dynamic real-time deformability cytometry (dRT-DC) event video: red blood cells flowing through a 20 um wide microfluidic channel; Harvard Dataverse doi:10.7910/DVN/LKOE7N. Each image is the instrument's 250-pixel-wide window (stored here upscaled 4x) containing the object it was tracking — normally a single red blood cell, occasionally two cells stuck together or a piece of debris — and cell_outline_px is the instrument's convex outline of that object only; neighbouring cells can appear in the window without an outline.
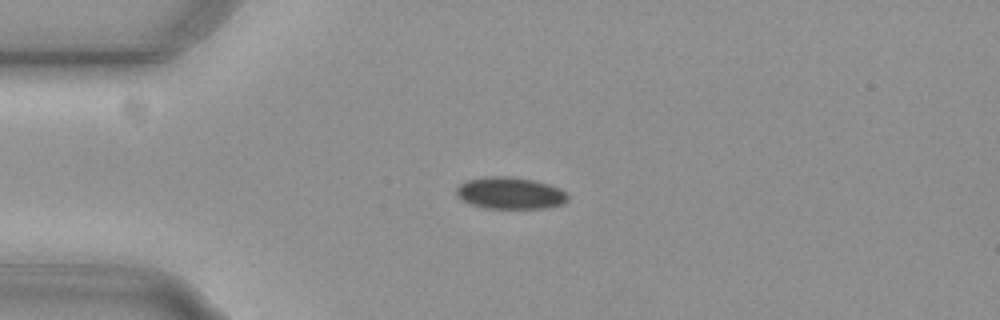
{"species": "common noctule bat (a hibernating species)", "species_latin": "Nyctalus noctula", "temperature_condition": "cold", "stored_images_in_passage": 43, "camera_frame_rate_fps": 3000, "um_per_image_px": 0.085, "animal": {"sex": "female", "body_mass_g": 29.2, "forearm_length_mm": 56.3}, "frame": {"image": 1, "passage_image": 1, "time_ms": 0.0, "image_size_px": [1000, 320], "cell_outline_px": [[568, 200], [564, 204], [544, 208], [484, 208], [472, 204], [456, 196], [456, 188], [460, 184], [468, 180], [484, 176], [512, 176], [532, 180], [548, 184], [560, 188], [568, 192]], "centroid_in_image_um": [43.39, 16.41], "position_along_channel_um": 41.6, "area_um2": 20.81}}
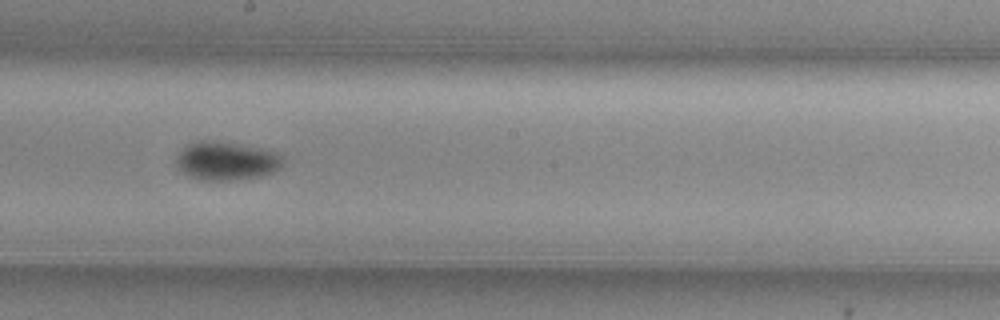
{"frame": {"image": 2, "passage_image": 18, "time_ms": 5.667, "image_size_px": [1000, 320], "cell_outline_px": [[284, 160], [280, 168], [272, 172], [260, 176], [232, 180], [200, 180], [188, 176], [180, 172], [176, 168], [176, 156], [188, 144], [200, 140], [208, 140], [236, 144], [260, 148], [276, 152]], "centroid_in_image_um": [19.19, 13.69], "position_along_channel_um": 229.0, "area_um2": 23.87}}
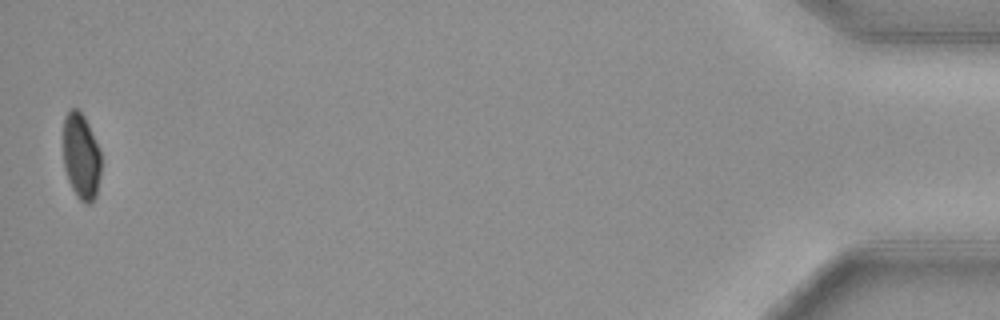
{"frame": {"image": 3, "passage_image": 42, "time_ms": 13.667, "image_size_px": [1000, 320], "cell_outline_px": [[100, 176], [96, 196], [88, 204], [84, 204], [76, 196], [68, 180], [64, 168], [64, 116], [72, 108], [76, 108], [84, 116], [88, 124], [100, 152]], "centroid_in_image_um": [6.89, 13.32], "position_along_channel_um": 428.3, "area_um2": 18.79}}